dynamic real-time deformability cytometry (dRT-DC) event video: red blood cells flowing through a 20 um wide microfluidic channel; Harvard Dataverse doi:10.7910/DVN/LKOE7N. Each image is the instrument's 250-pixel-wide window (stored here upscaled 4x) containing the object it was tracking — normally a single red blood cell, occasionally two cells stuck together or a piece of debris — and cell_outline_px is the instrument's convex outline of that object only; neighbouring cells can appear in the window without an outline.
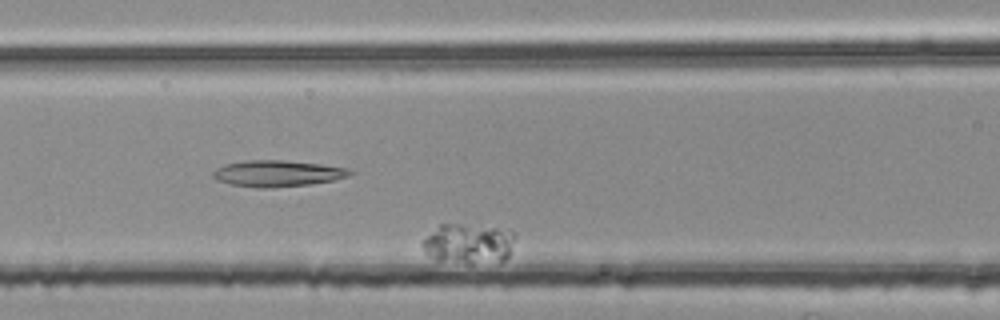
{"species": "common noctule bat (a hibernating species)", "species_latin": "Nyctalus noctula", "temperature_condition": "room temperature", "stored_images_in_passage": 35, "camera_frame_rate_fps": 3000, "um_per_image_px": 0.085, "animal": {"sex": "female", "body_mass_g": 25.1}, "frame": {"image": 1, "passage_image": 7, "time_ms": 2.0, "image_size_px": [1000, 320], "cell_outline_px": [[516, 236], [508, 256], [504, 260], [472, 264], [468, 264], [436, 260], [428, 256], [424, 252], [420, 244], [440, 224], [460, 224], [508, 228], [516, 232]], "centroid_in_image_um": [39.85, 20.71], "position_along_channel_um": 126.7, "area_um2": 22.02}}
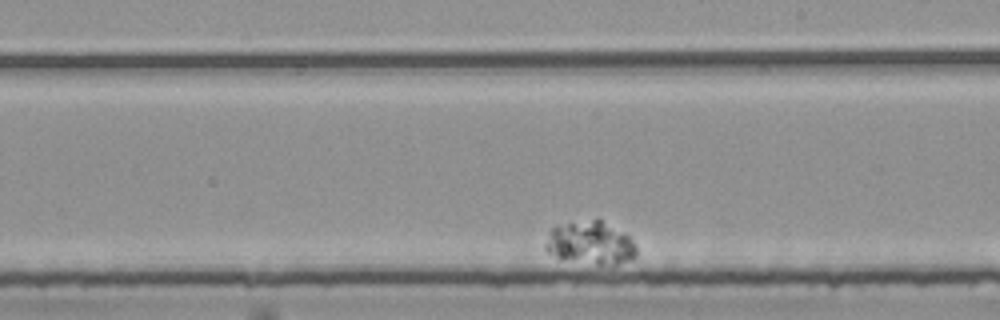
{"frame": {"image": 2, "passage_image": 21, "time_ms": 6.667, "image_size_px": [1000, 320], "cell_outline_px": [[636, 256], [632, 260], [616, 264], [596, 264], [556, 256], [548, 252], [544, 248], [544, 244], [552, 228], [556, 224], [592, 220], [600, 220], [624, 232], [636, 244]], "centroid_in_image_um": [50.2, 20.64], "position_along_channel_um": 238.8, "area_um2": 22.48}}
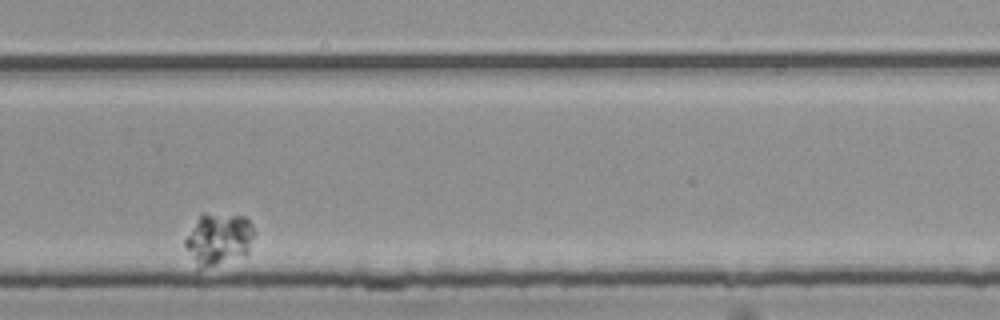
{"frame": {"image": 3, "passage_image": 29, "time_ms": 9.333, "image_size_px": [1000, 320], "cell_outline_px": [[252, 236], [248, 252], [196, 272], [184, 244], [184, 240], [200, 212], [204, 212], [244, 216], [248, 220], [252, 228]], "centroid_in_image_um": [18.47, 20.32], "position_along_channel_um": 311.3, "area_um2": 20.98}}